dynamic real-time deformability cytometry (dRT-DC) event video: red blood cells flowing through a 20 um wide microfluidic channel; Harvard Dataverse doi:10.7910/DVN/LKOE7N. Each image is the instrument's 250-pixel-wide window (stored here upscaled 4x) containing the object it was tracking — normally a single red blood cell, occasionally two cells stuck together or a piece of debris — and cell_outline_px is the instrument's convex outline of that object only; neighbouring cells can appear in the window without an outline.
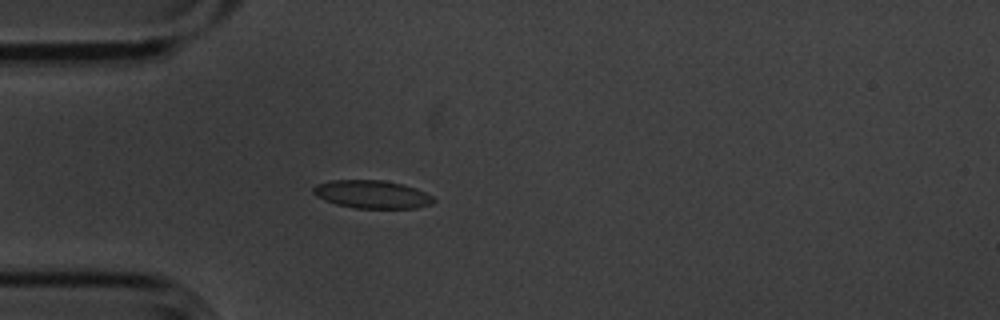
{"species": "common noctule bat (a hibernating species)", "species_latin": "Nyctalus noctula", "temperature_condition": "cold", "stored_images_in_passage": 3, "camera_frame_rate_fps": 3000, "um_per_image_px": 0.085, "animal": {"sex": "male", "body_mass_g": 20.1, "forearm_length_mm": 53.5}, "frame": {"image": 1, "passage_image": 3, "time_ms": 0.667, "image_size_px": [1000, 320], "cell_outline_px": [[436, 200], [432, 204], [416, 208], [356, 208], [336, 204], [324, 200], [316, 196], [312, 192], [312, 188], [316, 184], [332, 180], [384, 180], [404, 184], [416, 188], [432, 196]], "centroid_in_image_um": [31.62, 16.51], "position_along_channel_um": 53.4, "area_um2": 19.77}}